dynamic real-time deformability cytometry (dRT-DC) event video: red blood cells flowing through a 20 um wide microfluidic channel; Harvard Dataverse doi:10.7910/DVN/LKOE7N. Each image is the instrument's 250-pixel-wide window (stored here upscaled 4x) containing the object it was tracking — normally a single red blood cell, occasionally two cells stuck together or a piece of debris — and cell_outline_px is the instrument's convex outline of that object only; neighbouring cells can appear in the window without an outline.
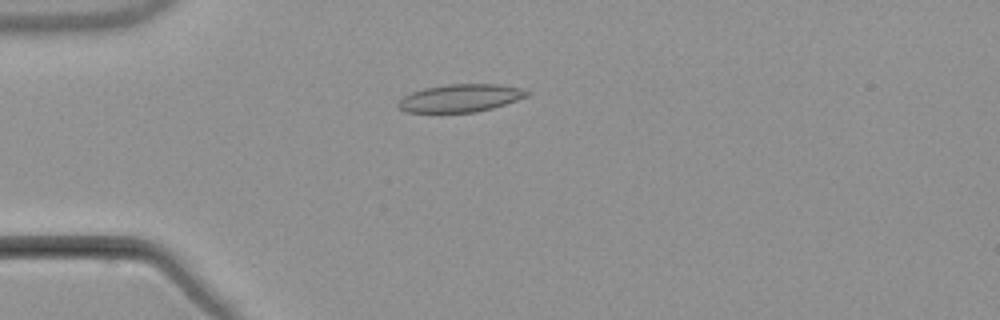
{"species": "common noctule bat (a hibernating species)", "species_latin": "Nyctalus noctula", "temperature_condition": "warm", "stored_images_in_passage": 5, "camera_frame_rate_fps": 3000, "um_per_image_px": 0.085, "animal": {"sex": "male", "body_mass_g": 21.5, "forearm_length_mm": 52.0}, "frame": {"image": 1, "passage_image": 4, "time_ms": 3.667, "image_size_px": [1000, 320], "cell_outline_px": [[532, 92], [528, 96], [492, 108], [476, 112], [404, 112], [396, 104], [404, 96], [412, 92], [424, 88], [448, 84], [500, 84], [520, 88]], "centroid_in_image_um": [39.14, 8.33], "position_along_channel_um": 45.9, "area_um2": 20.75}}